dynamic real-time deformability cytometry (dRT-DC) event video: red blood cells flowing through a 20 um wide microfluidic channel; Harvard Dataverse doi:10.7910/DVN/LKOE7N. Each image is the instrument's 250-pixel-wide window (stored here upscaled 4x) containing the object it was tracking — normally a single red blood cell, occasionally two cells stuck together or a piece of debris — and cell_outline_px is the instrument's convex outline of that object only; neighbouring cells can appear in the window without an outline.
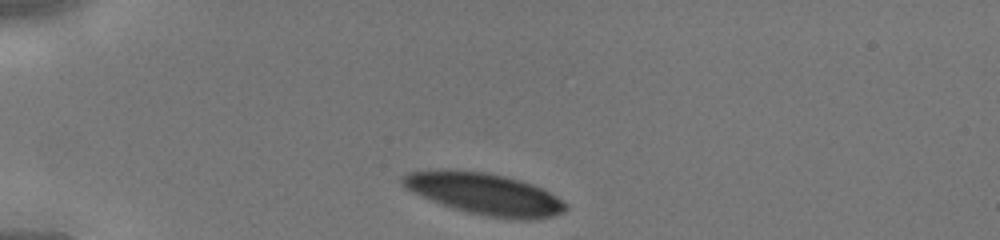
{"species": "human", "species_latin": "Homo sapiens", "temperature_condition": "cold", "stored_images_in_passage": 28, "camera_frame_rate_fps": 3000, "um_per_image_px": 0.085, "donor": {"sex": "male"}, "frame": {"image": 1, "passage_image": 1, "time_ms": 0.0, "image_size_px": [1000, 240], "cell_outline_px": [[568, 208], [564, 212], [552, 216], [528, 220], [520, 220], [488, 216], [468, 212], [452, 208], [412, 192], [400, 184], [400, 176], [408, 172], [484, 172], [504, 176], [520, 180], [532, 184], [556, 196], [568, 204]], "centroid_in_image_um": [41.24, 16.52], "position_along_channel_um": 43.8, "area_um2": 38.55}}
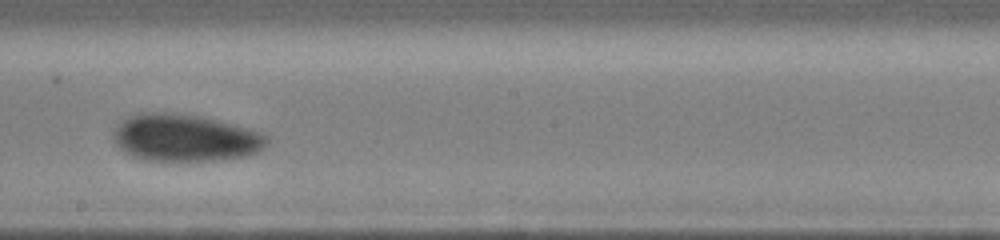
{"frame": {"image": 2, "passage_image": 16, "time_ms": 5.0, "image_size_px": [1000, 240], "cell_outline_px": [[268, 144], [264, 148], [248, 156], [216, 160], [140, 160], [132, 156], [120, 148], [112, 140], [112, 132], [124, 120], [140, 112], [172, 112], [200, 116], [216, 120], [260, 132], [268, 136]], "centroid_in_image_um": [15.72, 11.72], "position_along_channel_um": 232.5, "area_um2": 42.08}}
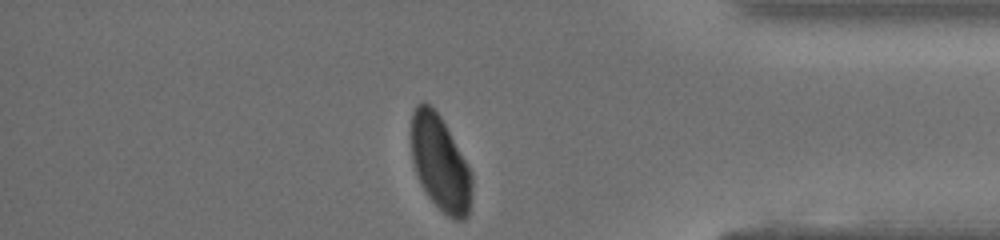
{"frame": {"image": 3, "passage_image": 28, "time_ms": 9.0, "image_size_px": [1000, 240], "cell_outline_px": [[472, 192], [468, 216], [464, 220], [452, 220], [428, 196], [420, 184], [412, 160], [412, 112], [416, 104], [424, 100], [440, 116], [472, 172]], "centroid_in_image_um": [37.42, 13.89], "position_along_channel_um": 397.8, "area_um2": 33.47}}